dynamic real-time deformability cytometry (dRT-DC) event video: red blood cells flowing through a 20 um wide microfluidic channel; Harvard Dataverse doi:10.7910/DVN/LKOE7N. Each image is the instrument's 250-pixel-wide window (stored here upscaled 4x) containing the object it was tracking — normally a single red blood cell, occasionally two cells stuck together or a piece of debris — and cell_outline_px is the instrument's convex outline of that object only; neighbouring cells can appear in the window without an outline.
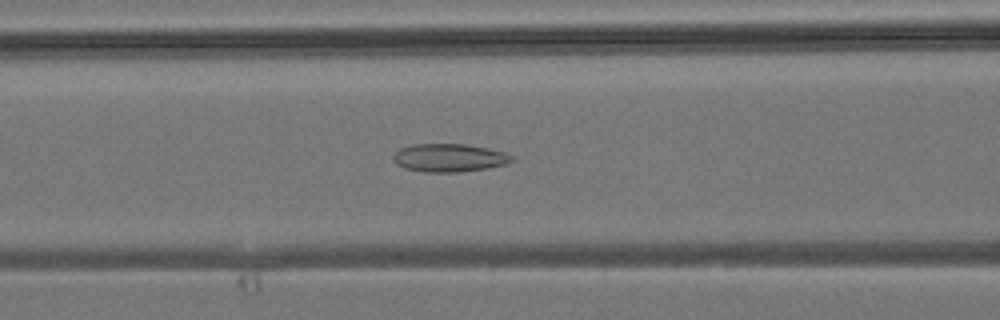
{"species": "common noctule bat (a hibernating species)", "species_latin": "Nyctalus noctula", "temperature_condition": "room temperature", "stored_images_in_passage": 46, "segment_of_instrument_passage": [1, 2], "camera_frame_rate_fps": 3000, "um_per_image_px": 0.085, "animal": {"sex": "male", "body_mass_g": 19.2, "forearm_length_mm": 51.8}, "frame": {"image": 1, "passage_image": 18, "time_ms": 5.667, "image_size_px": [1000, 320], "cell_outline_px": [[516, 160], [508, 164], [488, 168], [460, 172], [424, 172], [404, 168], [396, 164], [392, 156], [400, 148], [412, 144], [464, 144], [488, 148], [504, 152], [512, 156]], "centroid_in_image_um": [38.2, 13.42], "position_along_channel_um": 128.4, "area_um2": 19.59}}
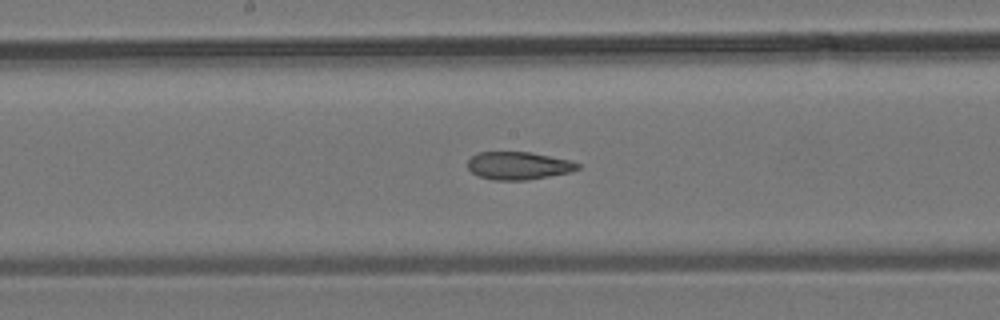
{"frame": {"image": 2, "passage_image": 23, "time_ms": 7.333, "image_size_px": [1000, 320], "cell_outline_px": [[580, 168], [568, 172], [528, 180], [492, 180], [480, 176], [472, 172], [468, 168], [468, 160], [476, 152], [528, 152], [572, 160], [580, 164]], "centroid_in_image_um": [44.06, 14.08], "position_along_channel_um": 204.1, "area_um2": 17.74}}
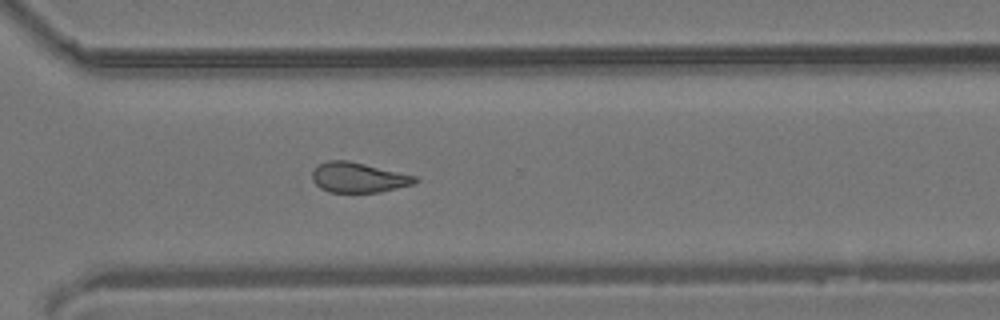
{"frame": {"image": 3, "passage_image": 32, "time_ms": 10.333, "image_size_px": [1000, 320], "cell_outline_px": [[420, 180], [416, 184], [380, 192], [328, 192], [320, 188], [312, 180], [312, 172], [320, 164], [328, 160], [348, 160], [416, 176]], "centroid_in_image_um": [30.49, 15.09], "position_along_channel_um": 340.1, "area_um2": 18.03}}